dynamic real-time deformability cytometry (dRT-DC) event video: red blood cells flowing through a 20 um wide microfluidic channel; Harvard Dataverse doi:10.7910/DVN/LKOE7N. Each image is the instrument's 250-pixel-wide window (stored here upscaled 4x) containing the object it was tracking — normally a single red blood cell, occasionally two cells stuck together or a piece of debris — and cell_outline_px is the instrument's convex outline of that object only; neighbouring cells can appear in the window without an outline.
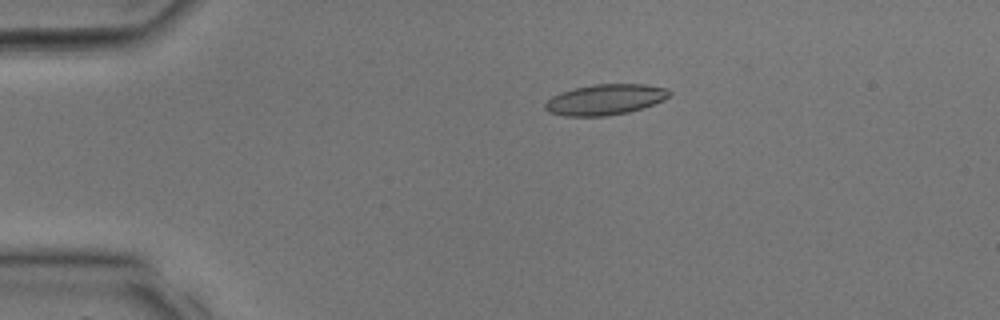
{"species": "common noctule bat (a hibernating species)", "species_latin": "Nyctalus noctula", "temperature_condition": "room temperature", "stored_images_in_passage": 16, "camera_frame_rate_fps": 3000, "um_per_image_px": 0.085, "animal": {"sex": "male", "body_mass_g": 17.9, "forearm_length_mm": 54.2}, "frame": {"image": 1, "passage_image": 3, "time_ms": 0.667, "image_size_px": [1000, 320], "cell_outline_px": [[672, 92], [664, 100], [644, 108], [628, 112], [608, 116], [564, 116], [548, 112], [544, 108], [544, 104], [552, 96], [576, 88], [596, 84], [648, 84], [664, 88]], "centroid_in_image_um": [51.46, 8.47], "position_along_channel_um": 33.5, "area_um2": 22.14}}
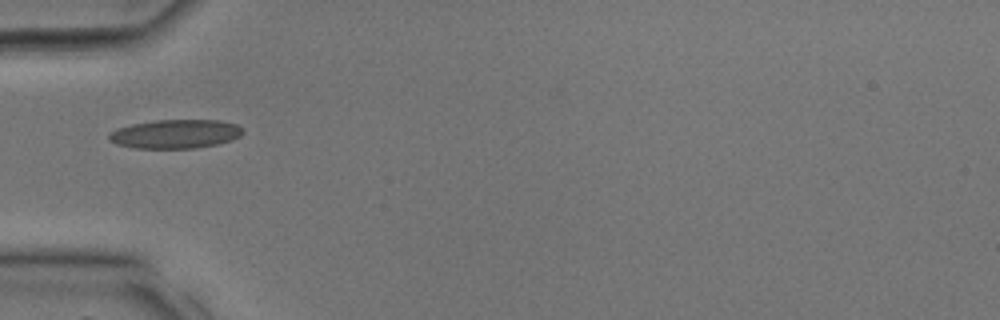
{"frame": {"image": 2, "passage_image": 7, "time_ms": 2.0, "image_size_px": [1000, 320], "cell_outline_px": [[244, 132], [240, 136], [232, 140], [216, 144], [196, 148], [132, 148], [116, 144], [108, 140], [108, 136], [116, 128], [132, 124], [156, 120], [220, 120], [236, 124], [244, 128]], "centroid_in_image_um": [14.92, 11.38], "position_along_channel_um": 70.1, "area_um2": 22.66}}
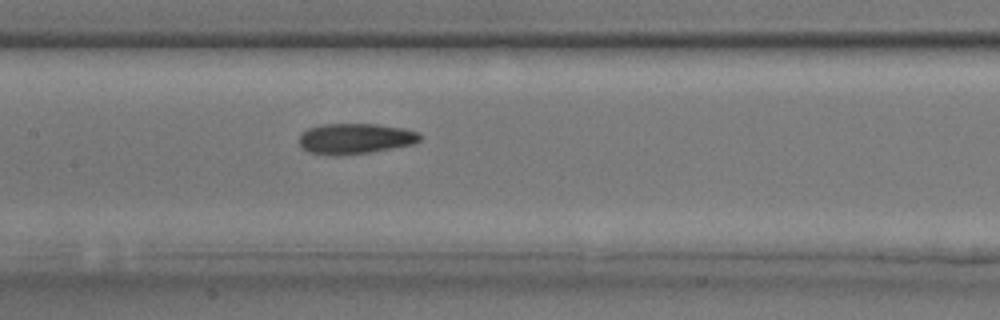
{"frame": {"image": 3, "passage_image": 12, "time_ms": 3.667, "image_size_px": [1000, 320], "cell_outline_px": [[420, 140], [412, 144], [372, 152], [340, 156], [328, 156], [308, 152], [300, 144], [300, 136], [308, 128], [324, 124], [376, 124], [404, 128], [420, 132]], "centroid_in_image_um": [30.2, 11.79], "position_along_channel_um": 177.2, "area_um2": 21.62}}